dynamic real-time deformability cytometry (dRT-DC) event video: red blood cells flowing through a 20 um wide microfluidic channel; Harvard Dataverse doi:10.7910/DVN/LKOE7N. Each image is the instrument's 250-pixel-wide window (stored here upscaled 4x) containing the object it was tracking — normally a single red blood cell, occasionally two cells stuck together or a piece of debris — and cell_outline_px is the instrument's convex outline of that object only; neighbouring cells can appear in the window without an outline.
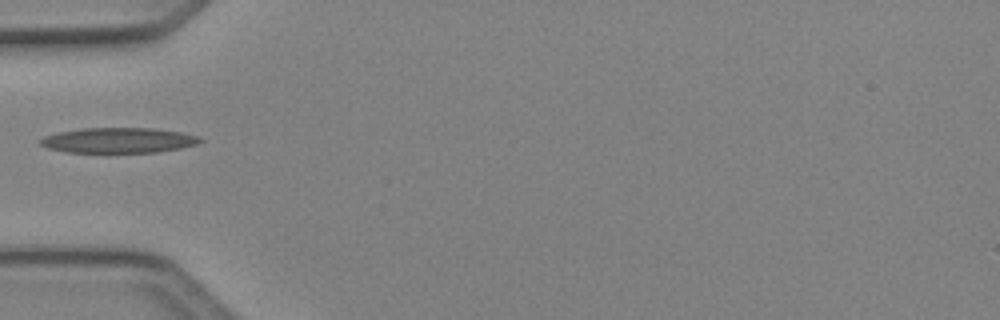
{"species": "Egyptian fruit bat (a non-hibernating species)", "species_latin": "Rousettus aegyptiacus", "temperature_condition": "cold", "stored_images_in_passage": 2, "camera_frame_rate_fps": 3000, "um_per_image_px": 0.085, "animal": {"sex": "female"}, "frame": {"image": 1, "passage_image": 1, "time_ms": 0.0, "image_size_px": [1000, 320], "cell_outline_px": [[204, 140], [196, 144], [180, 148], [156, 152], [64, 152], [48, 148], [40, 144], [36, 140], [44, 136], [56, 132], [80, 128], [152, 128], [180, 132], [200, 136]], "centroid_in_image_um": [10.02, 11.92], "position_along_channel_um": 75.0, "area_um2": 23.64}}
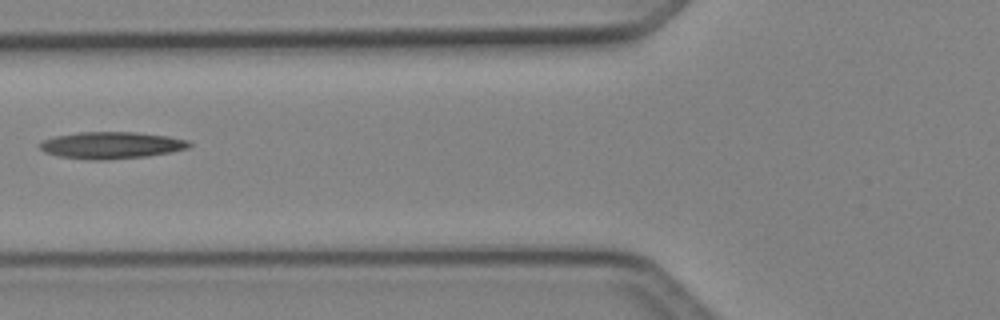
{"frame": {"image": 2, "passage_image": 2, "time_ms": 0.333, "image_size_px": [1000, 320], "cell_outline_px": [[192, 144], [188, 148], [172, 152], [148, 156], [108, 160], [88, 160], [56, 156], [44, 152], [40, 148], [40, 140], [56, 136], [80, 132], [136, 132], [168, 136], [188, 140]], "centroid_in_image_um": [9.45, 12.35], "position_along_channel_um": 116.3, "area_um2": 23.64}}